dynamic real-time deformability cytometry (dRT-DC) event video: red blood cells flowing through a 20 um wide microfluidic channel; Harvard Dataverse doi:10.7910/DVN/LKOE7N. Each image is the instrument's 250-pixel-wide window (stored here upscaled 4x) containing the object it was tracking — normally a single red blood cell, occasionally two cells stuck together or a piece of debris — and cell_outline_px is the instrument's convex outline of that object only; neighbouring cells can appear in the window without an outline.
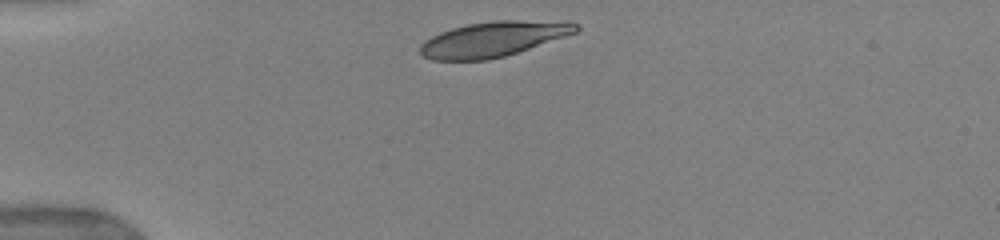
{"species": "human", "species_latin": "Homo sapiens", "temperature_condition": "warm", "stored_images_in_passage": 4, "camera_frame_rate_fps": 3000, "um_per_image_px": 0.085, "donor": {"sex": "female"}, "frame": {"image": 1, "passage_image": 1, "time_ms": 0.0, "image_size_px": [1000, 240], "cell_outline_px": [[580, 28], [576, 32], [504, 56], [488, 60], [432, 60], [424, 56], [420, 52], [420, 44], [424, 40], [440, 32], [452, 28], [468, 24], [496, 20], [568, 20], [580, 24]], "centroid_in_image_um": [41.95, 3.3], "position_along_channel_um": 43.0, "area_um2": 31.91}}